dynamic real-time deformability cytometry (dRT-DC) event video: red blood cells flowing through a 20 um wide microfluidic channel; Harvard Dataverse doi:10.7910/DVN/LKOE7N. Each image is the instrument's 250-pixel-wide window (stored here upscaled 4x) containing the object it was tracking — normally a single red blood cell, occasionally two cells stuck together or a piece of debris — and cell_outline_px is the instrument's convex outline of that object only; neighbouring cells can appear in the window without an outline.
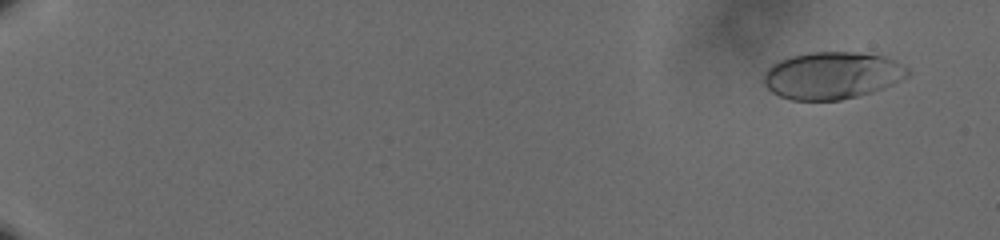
{"species": "human", "species_latin": "Homo sapiens", "temperature_condition": "cold", "stored_images_in_passage": 61, "camera_frame_rate_fps": 3000, "um_per_image_px": 0.085, "donor": {"sex": "male"}, "frame": {"image": 1, "passage_image": 5, "time_ms": 1.333, "image_size_px": [1000, 240], "cell_outline_px": [[912, 72], [908, 76], [892, 84], [872, 92], [840, 100], [792, 100], [780, 96], [772, 92], [764, 84], [764, 72], [776, 60], [788, 56], [808, 52], [860, 52], [884, 56], [896, 60], [908, 68]], "centroid_in_image_um": [70.72, 6.39], "position_along_channel_um": 14.3, "area_um2": 39.94}}
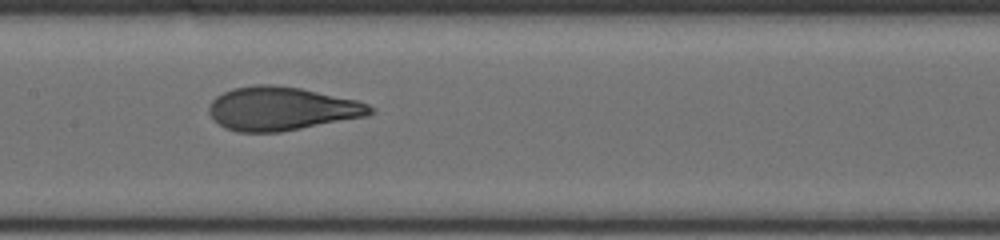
{"frame": {"image": 2, "passage_image": 35, "time_ms": 11.333, "image_size_px": [1000, 240], "cell_outline_px": [[376, 112], [368, 116], [280, 132], [236, 132], [224, 128], [208, 112], [208, 108], [212, 100], [216, 96], [232, 88], [256, 84], [272, 84], [300, 88], [356, 100], [368, 104], [376, 108]], "centroid_in_image_um": [23.95, 9.23], "position_along_channel_um": 183.4, "area_um2": 41.04}}
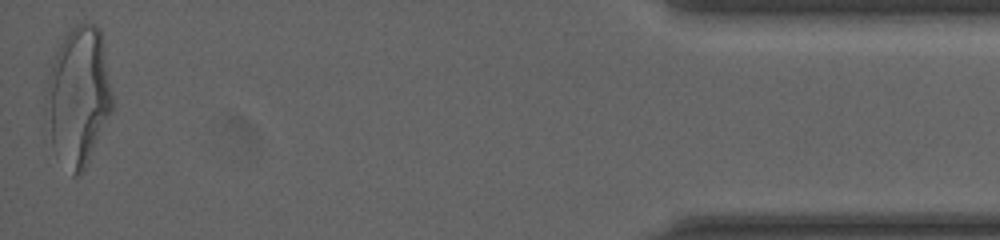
{"frame": {"image": 3, "passage_image": 61, "time_ms": 20.0, "image_size_px": [1000, 240], "cell_outline_px": [[112, 108], [88, 160], [80, 176], [72, 176], [52, 148], [44, 112], [44, 96], [52, 64], [56, 52], [64, 36], [76, 24], [96, 24], [100, 28], [112, 92]], "centroid_in_image_um": [6.62, 8.19], "position_along_channel_um": 428.6, "area_um2": 53.18}, "authors_computed_cell_mechanics": {"area_um2": 40.5178, "velocity_mm_per_s": 3.6176, "shape_relaxation_time_tau1_ms": 4.7072, "shape_relaxation_time_tau2_ms": 0.7442, "deformation_change_tau1": 0.2015, "deformation_change_tau2": 0.0801}}